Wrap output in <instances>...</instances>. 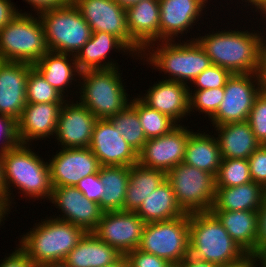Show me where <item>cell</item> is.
<instances>
[{
	"label": "cell",
	"mask_w": 266,
	"mask_h": 267,
	"mask_svg": "<svg viewBox=\"0 0 266 267\" xmlns=\"http://www.w3.org/2000/svg\"><path fill=\"white\" fill-rule=\"evenodd\" d=\"M235 30L209 32L192 38L204 49L213 65L229 70L232 74L262 73L263 33Z\"/></svg>",
	"instance_id": "1"
},
{
	"label": "cell",
	"mask_w": 266,
	"mask_h": 267,
	"mask_svg": "<svg viewBox=\"0 0 266 267\" xmlns=\"http://www.w3.org/2000/svg\"><path fill=\"white\" fill-rule=\"evenodd\" d=\"M29 147V144H18L2 155L6 200L9 207L12 206L11 187L14 186V189L21 191L18 193H22L26 198L28 196L29 199L51 198L49 163Z\"/></svg>",
	"instance_id": "2"
},
{
	"label": "cell",
	"mask_w": 266,
	"mask_h": 267,
	"mask_svg": "<svg viewBox=\"0 0 266 267\" xmlns=\"http://www.w3.org/2000/svg\"><path fill=\"white\" fill-rule=\"evenodd\" d=\"M247 253L231 238L212 211L189 214V255L220 266Z\"/></svg>",
	"instance_id": "3"
},
{
	"label": "cell",
	"mask_w": 266,
	"mask_h": 267,
	"mask_svg": "<svg viewBox=\"0 0 266 267\" xmlns=\"http://www.w3.org/2000/svg\"><path fill=\"white\" fill-rule=\"evenodd\" d=\"M46 219L30 228L18 244L35 266L64 261L87 233L68 221L54 217Z\"/></svg>",
	"instance_id": "4"
},
{
	"label": "cell",
	"mask_w": 266,
	"mask_h": 267,
	"mask_svg": "<svg viewBox=\"0 0 266 267\" xmlns=\"http://www.w3.org/2000/svg\"><path fill=\"white\" fill-rule=\"evenodd\" d=\"M179 41L180 43H175V40L159 41V44L158 42L151 43L143 50L144 53L140 59L142 60L144 57L145 60L147 58L148 60L145 61L149 65L151 64L150 66H154L155 69L158 67L157 70L163 71L165 75L169 73L168 76L170 77L168 79L166 77L165 80L187 85L212 63L196 40L182 41L183 43H181V39Z\"/></svg>",
	"instance_id": "5"
},
{
	"label": "cell",
	"mask_w": 266,
	"mask_h": 267,
	"mask_svg": "<svg viewBox=\"0 0 266 267\" xmlns=\"http://www.w3.org/2000/svg\"><path fill=\"white\" fill-rule=\"evenodd\" d=\"M119 67L111 69L85 70L79 79V103L98 119H109L122 111L128 104Z\"/></svg>",
	"instance_id": "6"
},
{
	"label": "cell",
	"mask_w": 266,
	"mask_h": 267,
	"mask_svg": "<svg viewBox=\"0 0 266 267\" xmlns=\"http://www.w3.org/2000/svg\"><path fill=\"white\" fill-rule=\"evenodd\" d=\"M22 10L0 29V61L34 65L49 50L40 17Z\"/></svg>",
	"instance_id": "7"
},
{
	"label": "cell",
	"mask_w": 266,
	"mask_h": 267,
	"mask_svg": "<svg viewBox=\"0 0 266 267\" xmlns=\"http://www.w3.org/2000/svg\"><path fill=\"white\" fill-rule=\"evenodd\" d=\"M37 16L41 19L49 51L76 56L91 38L90 25L72 1L63 7L41 12Z\"/></svg>",
	"instance_id": "8"
},
{
	"label": "cell",
	"mask_w": 266,
	"mask_h": 267,
	"mask_svg": "<svg viewBox=\"0 0 266 267\" xmlns=\"http://www.w3.org/2000/svg\"><path fill=\"white\" fill-rule=\"evenodd\" d=\"M179 207L186 214L211 211L215 201L216 177L184 162L166 173Z\"/></svg>",
	"instance_id": "9"
},
{
	"label": "cell",
	"mask_w": 266,
	"mask_h": 267,
	"mask_svg": "<svg viewBox=\"0 0 266 267\" xmlns=\"http://www.w3.org/2000/svg\"><path fill=\"white\" fill-rule=\"evenodd\" d=\"M138 249L178 266L189 255V214L146 223Z\"/></svg>",
	"instance_id": "10"
},
{
	"label": "cell",
	"mask_w": 266,
	"mask_h": 267,
	"mask_svg": "<svg viewBox=\"0 0 266 267\" xmlns=\"http://www.w3.org/2000/svg\"><path fill=\"white\" fill-rule=\"evenodd\" d=\"M262 90V73L232 74L224 86L223 101L210 118L213 127L247 121L254 102Z\"/></svg>",
	"instance_id": "11"
},
{
	"label": "cell",
	"mask_w": 266,
	"mask_h": 267,
	"mask_svg": "<svg viewBox=\"0 0 266 267\" xmlns=\"http://www.w3.org/2000/svg\"><path fill=\"white\" fill-rule=\"evenodd\" d=\"M79 9L92 32H105L118 37L136 56L143 51L130 39L126 10L115 0H71ZM138 54V55H137Z\"/></svg>",
	"instance_id": "12"
},
{
	"label": "cell",
	"mask_w": 266,
	"mask_h": 267,
	"mask_svg": "<svg viewBox=\"0 0 266 267\" xmlns=\"http://www.w3.org/2000/svg\"><path fill=\"white\" fill-rule=\"evenodd\" d=\"M146 223L136 212L106 211L93 233L120 254L137 249Z\"/></svg>",
	"instance_id": "13"
},
{
	"label": "cell",
	"mask_w": 266,
	"mask_h": 267,
	"mask_svg": "<svg viewBox=\"0 0 266 267\" xmlns=\"http://www.w3.org/2000/svg\"><path fill=\"white\" fill-rule=\"evenodd\" d=\"M178 125L171 132L150 138L137 153V163L165 173L183 162L189 135L193 132Z\"/></svg>",
	"instance_id": "14"
},
{
	"label": "cell",
	"mask_w": 266,
	"mask_h": 267,
	"mask_svg": "<svg viewBox=\"0 0 266 267\" xmlns=\"http://www.w3.org/2000/svg\"><path fill=\"white\" fill-rule=\"evenodd\" d=\"M49 159L52 187L73 186L99 171L97 157L89 148H62Z\"/></svg>",
	"instance_id": "15"
},
{
	"label": "cell",
	"mask_w": 266,
	"mask_h": 267,
	"mask_svg": "<svg viewBox=\"0 0 266 267\" xmlns=\"http://www.w3.org/2000/svg\"><path fill=\"white\" fill-rule=\"evenodd\" d=\"M68 101L66 98L58 115L57 144L61 148H88L98 118L78 101Z\"/></svg>",
	"instance_id": "16"
},
{
	"label": "cell",
	"mask_w": 266,
	"mask_h": 267,
	"mask_svg": "<svg viewBox=\"0 0 266 267\" xmlns=\"http://www.w3.org/2000/svg\"><path fill=\"white\" fill-rule=\"evenodd\" d=\"M97 157L100 166H132L137 163V152L123 139L109 119L95 123L88 147Z\"/></svg>",
	"instance_id": "17"
},
{
	"label": "cell",
	"mask_w": 266,
	"mask_h": 267,
	"mask_svg": "<svg viewBox=\"0 0 266 267\" xmlns=\"http://www.w3.org/2000/svg\"><path fill=\"white\" fill-rule=\"evenodd\" d=\"M49 201L62 212L61 218L59 216L54 218L68 221L86 232H93L96 229L104 213L98 203L88 200L73 186L52 187Z\"/></svg>",
	"instance_id": "18"
},
{
	"label": "cell",
	"mask_w": 266,
	"mask_h": 267,
	"mask_svg": "<svg viewBox=\"0 0 266 267\" xmlns=\"http://www.w3.org/2000/svg\"><path fill=\"white\" fill-rule=\"evenodd\" d=\"M33 65L0 61V114L18 121L26 106V82Z\"/></svg>",
	"instance_id": "19"
},
{
	"label": "cell",
	"mask_w": 266,
	"mask_h": 267,
	"mask_svg": "<svg viewBox=\"0 0 266 267\" xmlns=\"http://www.w3.org/2000/svg\"><path fill=\"white\" fill-rule=\"evenodd\" d=\"M63 104L64 102L27 103L17 121L20 144L32 145V140H43L51 135L53 137Z\"/></svg>",
	"instance_id": "20"
},
{
	"label": "cell",
	"mask_w": 266,
	"mask_h": 267,
	"mask_svg": "<svg viewBox=\"0 0 266 267\" xmlns=\"http://www.w3.org/2000/svg\"><path fill=\"white\" fill-rule=\"evenodd\" d=\"M206 3L208 0H159L160 41H173L179 34L187 33L202 18Z\"/></svg>",
	"instance_id": "21"
},
{
	"label": "cell",
	"mask_w": 266,
	"mask_h": 267,
	"mask_svg": "<svg viewBox=\"0 0 266 267\" xmlns=\"http://www.w3.org/2000/svg\"><path fill=\"white\" fill-rule=\"evenodd\" d=\"M190 87L184 83L165 80L154 82L147 94L139 99L148 107L173 119L177 124L189 113Z\"/></svg>",
	"instance_id": "22"
},
{
	"label": "cell",
	"mask_w": 266,
	"mask_h": 267,
	"mask_svg": "<svg viewBox=\"0 0 266 267\" xmlns=\"http://www.w3.org/2000/svg\"><path fill=\"white\" fill-rule=\"evenodd\" d=\"M125 10L130 39L142 51L160 41L159 0H141Z\"/></svg>",
	"instance_id": "23"
},
{
	"label": "cell",
	"mask_w": 266,
	"mask_h": 267,
	"mask_svg": "<svg viewBox=\"0 0 266 267\" xmlns=\"http://www.w3.org/2000/svg\"><path fill=\"white\" fill-rule=\"evenodd\" d=\"M121 50L135 57L133 52L116 36L105 32H92L91 38L82 46L76 54V63L78 69L82 72L85 70L111 69L119 67L117 62L111 60L108 53L111 50ZM105 60H108L105 61ZM105 61V62H104Z\"/></svg>",
	"instance_id": "24"
},
{
	"label": "cell",
	"mask_w": 266,
	"mask_h": 267,
	"mask_svg": "<svg viewBox=\"0 0 266 267\" xmlns=\"http://www.w3.org/2000/svg\"><path fill=\"white\" fill-rule=\"evenodd\" d=\"M221 159H248L261 145L247 121L217 125Z\"/></svg>",
	"instance_id": "25"
},
{
	"label": "cell",
	"mask_w": 266,
	"mask_h": 267,
	"mask_svg": "<svg viewBox=\"0 0 266 267\" xmlns=\"http://www.w3.org/2000/svg\"><path fill=\"white\" fill-rule=\"evenodd\" d=\"M121 256L122 254L93 232H87L64 261L70 267H106Z\"/></svg>",
	"instance_id": "26"
},
{
	"label": "cell",
	"mask_w": 266,
	"mask_h": 267,
	"mask_svg": "<svg viewBox=\"0 0 266 267\" xmlns=\"http://www.w3.org/2000/svg\"><path fill=\"white\" fill-rule=\"evenodd\" d=\"M266 197V189L248 182L235 187L216 188L211 211H258Z\"/></svg>",
	"instance_id": "27"
},
{
	"label": "cell",
	"mask_w": 266,
	"mask_h": 267,
	"mask_svg": "<svg viewBox=\"0 0 266 267\" xmlns=\"http://www.w3.org/2000/svg\"><path fill=\"white\" fill-rule=\"evenodd\" d=\"M33 66L64 97H68L65 92L69 85H73L72 80L77 81L74 77L81 74L75 56L54 51H48Z\"/></svg>",
	"instance_id": "28"
},
{
	"label": "cell",
	"mask_w": 266,
	"mask_h": 267,
	"mask_svg": "<svg viewBox=\"0 0 266 267\" xmlns=\"http://www.w3.org/2000/svg\"><path fill=\"white\" fill-rule=\"evenodd\" d=\"M231 238L247 253L256 255L257 211H212Z\"/></svg>",
	"instance_id": "29"
},
{
	"label": "cell",
	"mask_w": 266,
	"mask_h": 267,
	"mask_svg": "<svg viewBox=\"0 0 266 267\" xmlns=\"http://www.w3.org/2000/svg\"><path fill=\"white\" fill-rule=\"evenodd\" d=\"M135 212L145 223L169 221L185 214L167 180L149 194Z\"/></svg>",
	"instance_id": "30"
},
{
	"label": "cell",
	"mask_w": 266,
	"mask_h": 267,
	"mask_svg": "<svg viewBox=\"0 0 266 267\" xmlns=\"http://www.w3.org/2000/svg\"><path fill=\"white\" fill-rule=\"evenodd\" d=\"M183 162L216 176L221 163L216 137L205 132H192L186 144Z\"/></svg>",
	"instance_id": "31"
},
{
	"label": "cell",
	"mask_w": 266,
	"mask_h": 267,
	"mask_svg": "<svg viewBox=\"0 0 266 267\" xmlns=\"http://www.w3.org/2000/svg\"><path fill=\"white\" fill-rule=\"evenodd\" d=\"M166 180L164 171L147 168L138 163L130 166L124 211L135 212L144 199Z\"/></svg>",
	"instance_id": "32"
},
{
	"label": "cell",
	"mask_w": 266,
	"mask_h": 267,
	"mask_svg": "<svg viewBox=\"0 0 266 267\" xmlns=\"http://www.w3.org/2000/svg\"><path fill=\"white\" fill-rule=\"evenodd\" d=\"M129 176L130 167L128 166H100L99 177L105 192L99 205L104 212L124 211Z\"/></svg>",
	"instance_id": "33"
},
{
	"label": "cell",
	"mask_w": 266,
	"mask_h": 267,
	"mask_svg": "<svg viewBox=\"0 0 266 267\" xmlns=\"http://www.w3.org/2000/svg\"><path fill=\"white\" fill-rule=\"evenodd\" d=\"M123 139L137 153L147 142L137 111L128 104L122 111L109 118Z\"/></svg>",
	"instance_id": "34"
},
{
	"label": "cell",
	"mask_w": 266,
	"mask_h": 267,
	"mask_svg": "<svg viewBox=\"0 0 266 267\" xmlns=\"http://www.w3.org/2000/svg\"><path fill=\"white\" fill-rule=\"evenodd\" d=\"M129 104L137 111L147 139L163 136L179 125L167 115L148 107L138 96Z\"/></svg>",
	"instance_id": "35"
},
{
	"label": "cell",
	"mask_w": 266,
	"mask_h": 267,
	"mask_svg": "<svg viewBox=\"0 0 266 267\" xmlns=\"http://www.w3.org/2000/svg\"><path fill=\"white\" fill-rule=\"evenodd\" d=\"M216 188L235 187L252 182L248 159H221Z\"/></svg>",
	"instance_id": "36"
},
{
	"label": "cell",
	"mask_w": 266,
	"mask_h": 267,
	"mask_svg": "<svg viewBox=\"0 0 266 267\" xmlns=\"http://www.w3.org/2000/svg\"><path fill=\"white\" fill-rule=\"evenodd\" d=\"M65 98L34 66L29 70L26 82L27 103L65 102Z\"/></svg>",
	"instance_id": "37"
},
{
	"label": "cell",
	"mask_w": 266,
	"mask_h": 267,
	"mask_svg": "<svg viewBox=\"0 0 266 267\" xmlns=\"http://www.w3.org/2000/svg\"><path fill=\"white\" fill-rule=\"evenodd\" d=\"M189 91V114L200 111L211 118L224 98V87ZM193 94V95H192Z\"/></svg>",
	"instance_id": "38"
},
{
	"label": "cell",
	"mask_w": 266,
	"mask_h": 267,
	"mask_svg": "<svg viewBox=\"0 0 266 267\" xmlns=\"http://www.w3.org/2000/svg\"><path fill=\"white\" fill-rule=\"evenodd\" d=\"M247 122L261 145H266V91L263 89L256 98Z\"/></svg>",
	"instance_id": "39"
},
{
	"label": "cell",
	"mask_w": 266,
	"mask_h": 267,
	"mask_svg": "<svg viewBox=\"0 0 266 267\" xmlns=\"http://www.w3.org/2000/svg\"><path fill=\"white\" fill-rule=\"evenodd\" d=\"M231 75L229 70L211 64L192 81V84L196 87L195 90L224 87Z\"/></svg>",
	"instance_id": "40"
},
{
	"label": "cell",
	"mask_w": 266,
	"mask_h": 267,
	"mask_svg": "<svg viewBox=\"0 0 266 267\" xmlns=\"http://www.w3.org/2000/svg\"><path fill=\"white\" fill-rule=\"evenodd\" d=\"M2 134V135H1ZM0 156H2L9 149L14 148L20 144L17 134V121L11 117L0 114Z\"/></svg>",
	"instance_id": "41"
},
{
	"label": "cell",
	"mask_w": 266,
	"mask_h": 267,
	"mask_svg": "<svg viewBox=\"0 0 266 267\" xmlns=\"http://www.w3.org/2000/svg\"><path fill=\"white\" fill-rule=\"evenodd\" d=\"M252 181L266 189V145H260L248 158Z\"/></svg>",
	"instance_id": "42"
},
{
	"label": "cell",
	"mask_w": 266,
	"mask_h": 267,
	"mask_svg": "<svg viewBox=\"0 0 266 267\" xmlns=\"http://www.w3.org/2000/svg\"><path fill=\"white\" fill-rule=\"evenodd\" d=\"M126 258L130 267H172L173 265L167 260L159 258L151 253L144 252L140 249H134L128 252Z\"/></svg>",
	"instance_id": "43"
},
{
	"label": "cell",
	"mask_w": 266,
	"mask_h": 267,
	"mask_svg": "<svg viewBox=\"0 0 266 267\" xmlns=\"http://www.w3.org/2000/svg\"><path fill=\"white\" fill-rule=\"evenodd\" d=\"M76 188L80 190L88 200L98 204L105 192L104 185L100 181L99 171L81 179Z\"/></svg>",
	"instance_id": "44"
},
{
	"label": "cell",
	"mask_w": 266,
	"mask_h": 267,
	"mask_svg": "<svg viewBox=\"0 0 266 267\" xmlns=\"http://www.w3.org/2000/svg\"><path fill=\"white\" fill-rule=\"evenodd\" d=\"M258 232L256 236V256L266 251V197L257 211Z\"/></svg>",
	"instance_id": "45"
},
{
	"label": "cell",
	"mask_w": 266,
	"mask_h": 267,
	"mask_svg": "<svg viewBox=\"0 0 266 267\" xmlns=\"http://www.w3.org/2000/svg\"><path fill=\"white\" fill-rule=\"evenodd\" d=\"M16 248L8 257L3 259L0 267H36L19 246Z\"/></svg>",
	"instance_id": "46"
},
{
	"label": "cell",
	"mask_w": 266,
	"mask_h": 267,
	"mask_svg": "<svg viewBox=\"0 0 266 267\" xmlns=\"http://www.w3.org/2000/svg\"><path fill=\"white\" fill-rule=\"evenodd\" d=\"M30 6L32 5V11H36V15L41 12L52 10L55 8L63 7L71 2V0H25Z\"/></svg>",
	"instance_id": "47"
},
{
	"label": "cell",
	"mask_w": 266,
	"mask_h": 267,
	"mask_svg": "<svg viewBox=\"0 0 266 267\" xmlns=\"http://www.w3.org/2000/svg\"><path fill=\"white\" fill-rule=\"evenodd\" d=\"M11 0H0V29L10 23L19 13Z\"/></svg>",
	"instance_id": "48"
},
{
	"label": "cell",
	"mask_w": 266,
	"mask_h": 267,
	"mask_svg": "<svg viewBox=\"0 0 266 267\" xmlns=\"http://www.w3.org/2000/svg\"><path fill=\"white\" fill-rule=\"evenodd\" d=\"M256 261H259L258 256L254 254H246L237 262L226 264L220 267H258V265H260V262H258L259 264H257Z\"/></svg>",
	"instance_id": "49"
},
{
	"label": "cell",
	"mask_w": 266,
	"mask_h": 267,
	"mask_svg": "<svg viewBox=\"0 0 266 267\" xmlns=\"http://www.w3.org/2000/svg\"><path fill=\"white\" fill-rule=\"evenodd\" d=\"M180 267H219L216 264L202 261L188 255L180 264Z\"/></svg>",
	"instance_id": "50"
},
{
	"label": "cell",
	"mask_w": 266,
	"mask_h": 267,
	"mask_svg": "<svg viewBox=\"0 0 266 267\" xmlns=\"http://www.w3.org/2000/svg\"><path fill=\"white\" fill-rule=\"evenodd\" d=\"M8 214H10V207L7 200L0 194V221L6 220L4 217L5 215L8 216Z\"/></svg>",
	"instance_id": "51"
},
{
	"label": "cell",
	"mask_w": 266,
	"mask_h": 267,
	"mask_svg": "<svg viewBox=\"0 0 266 267\" xmlns=\"http://www.w3.org/2000/svg\"><path fill=\"white\" fill-rule=\"evenodd\" d=\"M0 194L6 199V187L4 180L2 156H0Z\"/></svg>",
	"instance_id": "52"
},
{
	"label": "cell",
	"mask_w": 266,
	"mask_h": 267,
	"mask_svg": "<svg viewBox=\"0 0 266 267\" xmlns=\"http://www.w3.org/2000/svg\"><path fill=\"white\" fill-rule=\"evenodd\" d=\"M106 267H130L129 261L125 255H122L117 261L113 264H110Z\"/></svg>",
	"instance_id": "53"
},
{
	"label": "cell",
	"mask_w": 266,
	"mask_h": 267,
	"mask_svg": "<svg viewBox=\"0 0 266 267\" xmlns=\"http://www.w3.org/2000/svg\"><path fill=\"white\" fill-rule=\"evenodd\" d=\"M255 12H258L263 15V17H266V0H260L255 6Z\"/></svg>",
	"instance_id": "54"
},
{
	"label": "cell",
	"mask_w": 266,
	"mask_h": 267,
	"mask_svg": "<svg viewBox=\"0 0 266 267\" xmlns=\"http://www.w3.org/2000/svg\"><path fill=\"white\" fill-rule=\"evenodd\" d=\"M36 267H70V266L65 261H57V262L41 264Z\"/></svg>",
	"instance_id": "55"
},
{
	"label": "cell",
	"mask_w": 266,
	"mask_h": 267,
	"mask_svg": "<svg viewBox=\"0 0 266 267\" xmlns=\"http://www.w3.org/2000/svg\"><path fill=\"white\" fill-rule=\"evenodd\" d=\"M115 1L126 9L127 7L132 6L141 0H115Z\"/></svg>",
	"instance_id": "56"
},
{
	"label": "cell",
	"mask_w": 266,
	"mask_h": 267,
	"mask_svg": "<svg viewBox=\"0 0 266 267\" xmlns=\"http://www.w3.org/2000/svg\"><path fill=\"white\" fill-rule=\"evenodd\" d=\"M262 78H263V89L266 91V57L263 58Z\"/></svg>",
	"instance_id": "57"
},
{
	"label": "cell",
	"mask_w": 266,
	"mask_h": 267,
	"mask_svg": "<svg viewBox=\"0 0 266 267\" xmlns=\"http://www.w3.org/2000/svg\"><path fill=\"white\" fill-rule=\"evenodd\" d=\"M259 261L262 267H266V251L258 255Z\"/></svg>",
	"instance_id": "58"
},
{
	"label": "cell",
	"mask_w": 266,
	"mask_h": 267,
	"mask_svg": "<svg viewBox=\"0 0 266 267\" xmlns=\"http://www.w3.org/2000/svg\"><path fill=\"white\" fill-rule=\"evenodd\" d=\"M266 19V17L264 18V20ZM264 38H263V55H264V57H266V38H265V36H263Z\"/></svg>",
	"instance_id": "59"
},
{
	"label": "cell",
	"mask_w": 266,
	"mask_h": 267,
	"mask_svg": "<svg viewBox=\"0 0 266 267\" xmlns=\"http://www.w3.org/2000/svg\"><path fill=\"white\" fill-rule=\"evenodd\" d=\"M243 1V0H242ZM260 0H245L246 3H250V5L254 6L259 2Z\"/></svg>",
	"instance_id": "60"
}]
</instances>
